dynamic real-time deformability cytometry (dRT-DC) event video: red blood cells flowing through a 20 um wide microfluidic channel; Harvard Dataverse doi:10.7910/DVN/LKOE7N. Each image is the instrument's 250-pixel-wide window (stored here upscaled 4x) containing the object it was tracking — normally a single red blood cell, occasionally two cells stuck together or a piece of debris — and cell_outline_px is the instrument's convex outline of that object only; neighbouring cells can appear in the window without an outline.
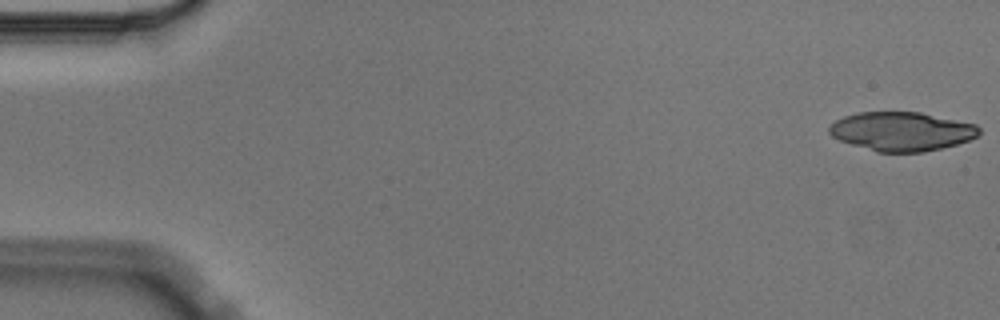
{"species": "Egyptian fruit bat (a non-hibernating species)", "species_latin": "Rousettus aegyptiacus", "temperature_condition": "cold", "stored_images_in_passage": 3, "camera_frame_rate_fps": 3000, "um_per_image_px": 0.085, "animal": {"sex": "male"}, "frame": {"image": 1, "passage_image": 1, "time_ms": 0.0, "image_size_px": [1000, 320], "cell_outline_px": [[980, 132], [976, 136], [968, 140], [956, 144], [924, 152], [876, 152], [840, 140], [832, 136], [828, 132], [828, 128], [836, 120], [844, 116], [856, 112], [920, 112], [976, 124], [980, 128]], "centroid_in_image_um": [76.63, 11.16], "position_along_channel_um": 8.4, "area_um2": 33.87}}